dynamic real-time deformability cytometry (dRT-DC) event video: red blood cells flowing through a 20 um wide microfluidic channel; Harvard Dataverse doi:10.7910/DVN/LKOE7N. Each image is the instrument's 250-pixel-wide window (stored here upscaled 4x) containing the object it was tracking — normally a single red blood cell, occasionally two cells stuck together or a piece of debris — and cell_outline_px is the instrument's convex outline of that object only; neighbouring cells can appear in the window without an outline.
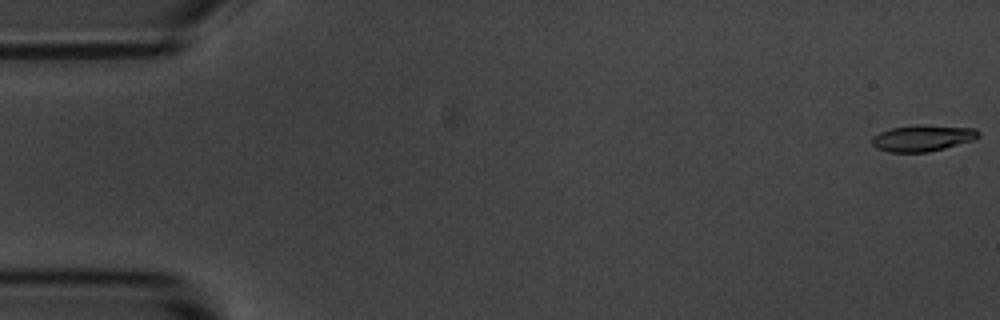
{"species": "common noctule bat (a hibernating species)", "species_latin": "Nyctalus noctula", "temperature_condition": "room temperature", "stored_images_in_passage": 55, "camera_frame_rate_fps": 3000, "um_per_image_px": 0.085, "animal": {"sex": "male", "body_mass_g": 20.1, "forearm_length_mm": 53.5}, "frame": {"image": 1, "passage_image": 1, "time_ms": 0.0, "image_size_px": [1000, 320], "cell_outline_px": [[980, 136], [976, 140], [928, 152], [888, 152], [876, 148], [872, 144], [872, 136], [880, 132], [892, 128], [916, 124], [924, 124], [976, 128], [980, 132]], "centroid_in_image_um": [78.46, 11.72], "position_along_channel_um": 6.5, "area_um2": 16.65}}
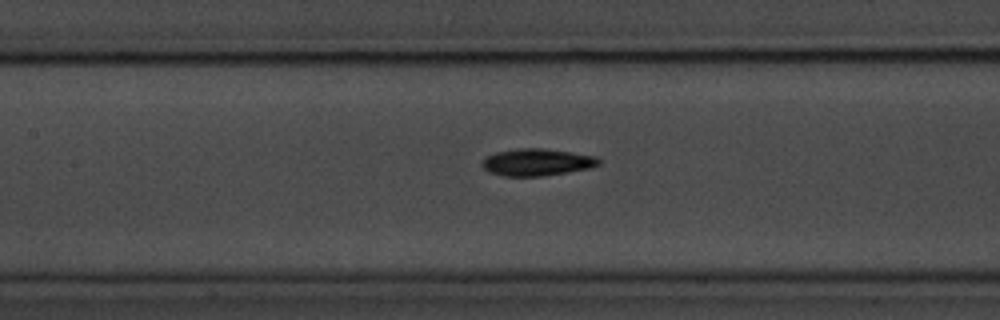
{"frame": {"image": 2, "passage_image": 25, "time_ms": 8.0, "image_size_px": [1000, 320], "cell_outline_px": [[600, 164], [592, 168], [568, 172], [540, 176], [504, 176], [488, 172], [480, 164], [488, 156], [496, 152], [520, 148], [544, 148], [572, 152], [596, 156], [600, 160]], "centroid_in_image_um": [45.67, 13.79], "position_along_channel_um": 161.7, "area_um2": 18.44}}
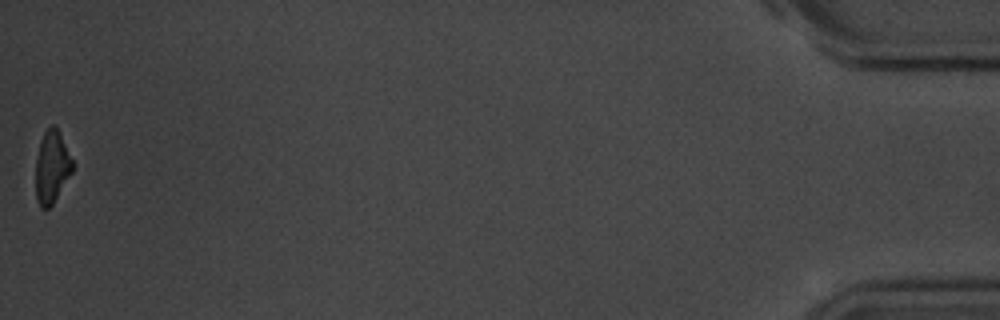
{"frame": {"image": 3, "passage_image": 55, "time_ms": 18.0, "image_size_px": [1000, 320], "cell_outline_px": [[72, 172], [52, 204], [48, 208], [40, 208], [36, 200], [36, 160], [40, 140], [44, 132], [52, 124], [56, 128], [72, 160]], "centroid_in_image_um": [4.37, 14.23], "position_along_channel_um": 430.8, "area_um2": 15.09}, "authors_computed_cell_mechanics": {"area_um2": 17.1666, "velocity_mm_per_s": 3.6706, "shape_relaxation_time_tau1_ms": 2.4785, "shape_relaxation_time_tau2_ms": 9.6478, "deformation_change_tau1": 0.1144, "deformation_change_tau2": 0.1891}}